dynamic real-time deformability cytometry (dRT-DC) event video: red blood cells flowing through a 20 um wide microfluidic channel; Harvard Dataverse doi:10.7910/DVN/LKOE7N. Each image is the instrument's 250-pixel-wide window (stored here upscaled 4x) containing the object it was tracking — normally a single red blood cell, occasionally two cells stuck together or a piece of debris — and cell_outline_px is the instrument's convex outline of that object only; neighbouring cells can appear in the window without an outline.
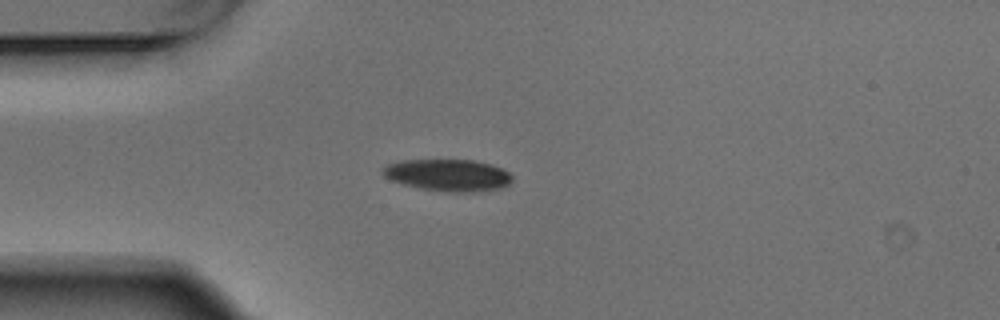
{"species": "Egyptian fruit bat (a non-hibernating species)", "species_latin": "Rousettus aegyptiacus", "temperature_condition": "warm", "stored_images_in_passage": 3, "camera_frame_rate_fps": 3000, "um_per_image_px": 0.085, "animal": {"sex": "male"}, "frame": {"image": 1, "passage_image": 3, "time_ms": 0.667, "image_size_px": [1000, 320], "cell_outline_px": [[512, 180], [508, 184], [500, 188], [476, 192], [448, 192], [420, 188], [404, 184], [392, 180], [384, 176], [384, 168], [388, 164], [400, 160], [472, 160], [492, 164], [508, 172], [512, 176]], "centroid_in_image_um": [38.11, 14.89], "position_along_channel_um": 46.9, "area_um2": 23.87}}